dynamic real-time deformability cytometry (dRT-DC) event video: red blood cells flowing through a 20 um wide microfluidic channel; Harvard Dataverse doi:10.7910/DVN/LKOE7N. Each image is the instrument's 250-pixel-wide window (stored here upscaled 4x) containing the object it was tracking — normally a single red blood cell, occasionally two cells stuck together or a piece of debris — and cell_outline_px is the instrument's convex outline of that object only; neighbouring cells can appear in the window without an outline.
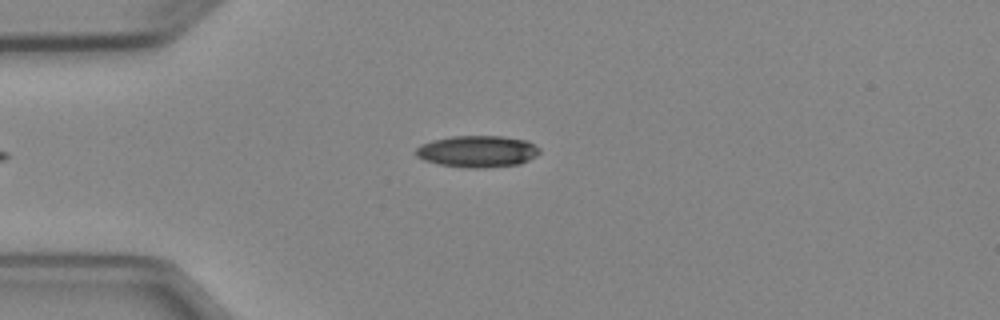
{"species": "Egyptian fruit bat (a non-hibernating species)", "species_latin": "Rousettus aegyptiacus", "temperature_condition": "cold", "stored_images_in_passage": 4, "camera_frame_rate_fps": 3000, "um_per_image_px": 0.085, "animal": {"sex": "female"}, "frame": {"image": 1, "passage_image": 4, "time_ms": 4.333, "image_size_px": [1000, 320], "cell_outline_px": [[540, 152], [536, 156], [520, 164], [484, 168], [468, 168], [440, 164], [424, 160], [416, 156], [416, 148], [420, 144], [432, 140], [452, 136], [500, 136], [528, 140], [540, 148]], "centroid_in_image_um": [40.6, 12.86], "position_along_channel_um": 44.4, "area_um2": 22.95}}